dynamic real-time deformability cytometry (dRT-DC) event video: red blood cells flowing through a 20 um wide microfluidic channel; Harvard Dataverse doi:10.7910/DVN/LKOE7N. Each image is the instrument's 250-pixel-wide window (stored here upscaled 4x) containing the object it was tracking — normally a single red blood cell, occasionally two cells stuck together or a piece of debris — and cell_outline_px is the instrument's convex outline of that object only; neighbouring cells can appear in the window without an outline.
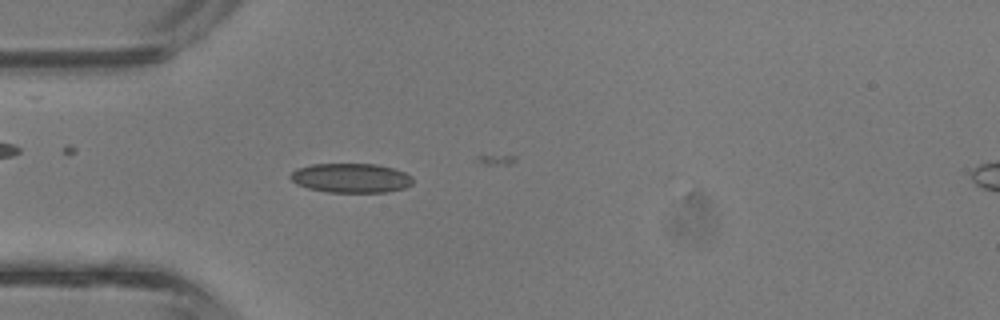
{"species": "common noctule bat (a hibernating species)", "species_latin": "Nyctalus noctula", "temperature_condition": "room temperature", "stored_images_in_passage": 9, "camera_frame_rate_fps": 3000, "um_per_image_px": 0.085, "animal": {"sex": "male", "body_mass_g": 13.3}, "frame": {"image": 1, "passage_image": 6, "time_ms": 1.667, "image_size_px": [1000, 320], "cell_outline_px": [[412, 184], [404, 188], [384, 192], [328, 192], [308, 188], [296, 184], [288, 176], [296, 168], [312, 164], [376, 164], [392, 168], [404, 172], [412, 176]], "centroid_in_image_um": [29.8, 15.13], "position_along_channel_um": 55.2, "area_um2": 20.92}}